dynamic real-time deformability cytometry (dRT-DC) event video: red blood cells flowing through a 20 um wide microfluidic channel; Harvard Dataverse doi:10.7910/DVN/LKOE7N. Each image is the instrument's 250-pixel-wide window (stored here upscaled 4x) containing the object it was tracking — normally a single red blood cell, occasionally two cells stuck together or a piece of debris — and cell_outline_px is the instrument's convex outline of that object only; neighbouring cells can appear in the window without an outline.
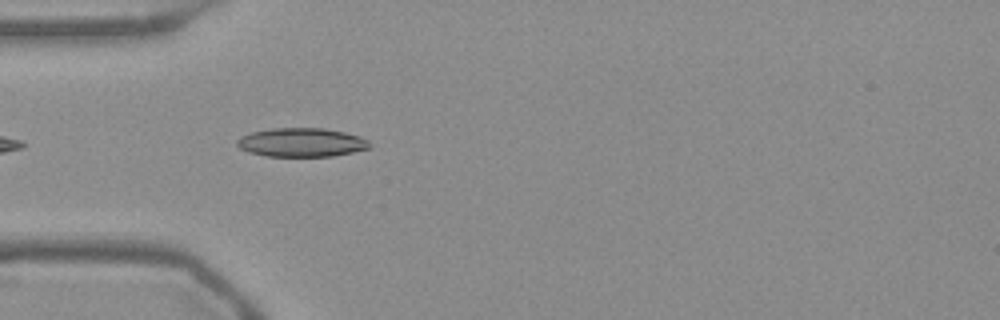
{"species": "Egyptian fruit bat (a non-hibernating species)", "species_latin": "Rousettus aegyptiacus", "temperature_condition": "warm", "stored_images_in_passage": 36, "camera_frame_rate_fps": 3000, "um_per_image_px": 0.085, "frame": {"image": 1, "passage_image": 3, "time_ms": 0.667, "image_size_px": [1000, 320], "cell_outline_px": [[372, 148], [332, 156], [264, 156], [248, 152], [240, 148], [236, 144], [236, 140], [240, 136], [252, 132], [272, 128], [324, 128], [344, 132], [360, 136], [368, 140]], "centroid_in_image_um": [25.62, 12.1], "position_along_channel_um": 59.4, "area_um2": 22.37}}
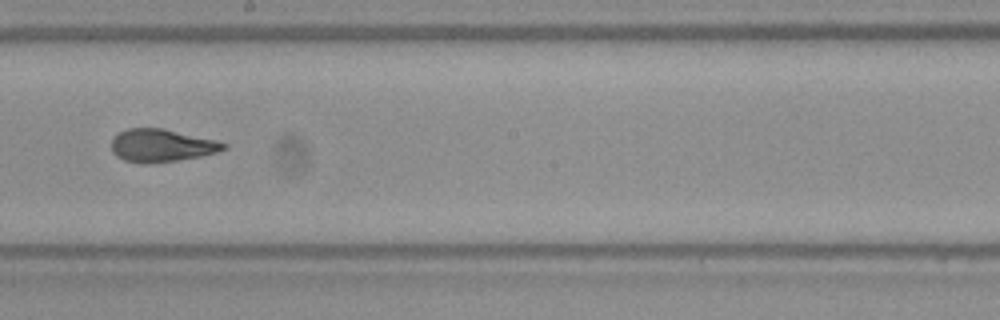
{"frame": {"image": 2, "passage_image": 17, "time_ms": 5.333, "image_size_px": [1000, 320], "cell_outline_px": [[228, 148], [216, 152], [200, 156], [176, 160], [124, 160], [116, 156], [112, 152], [112, 136], [128, 128], [164, 128], [216, 140], [228, 144]], "centroid_in_image_um": [13.76, 12.31], "position_along_channel_um": 234.4, "area_um2": 20.69}}
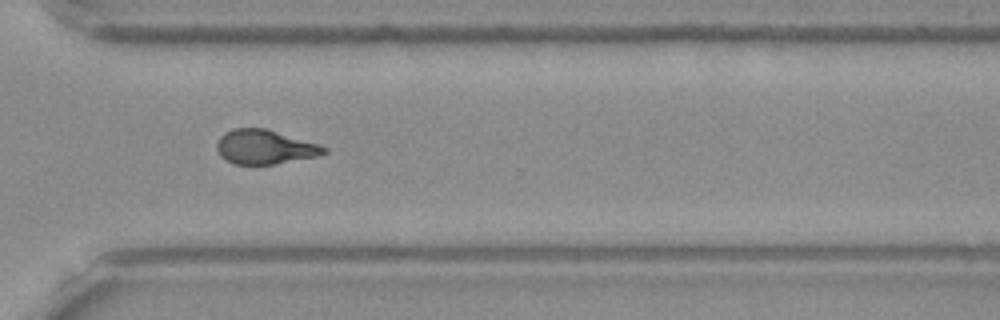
{"frame": {"image": 3, "passage_image": 26, "time_ms": 8.333, "image_size_px": [1000, 320], "cell_outline_px": [[328, 152], [320, 156], [276, 164], [236, 164], [220, 156], [216, 148], [216, 144], [220, 136], [224, 132], [232, 128], [264, 128], [320, 144], [328, 148]], "centroid_in_image_um": [22.53, 12.49], "position_along_channel_um": 348.1, "area_um2": 21.56}, "authors_computed_cell_mechanics": {"area_um2": 21.7906, "velocity_mm_per_s": 3.7854, "shape_relaxation_time_tau1_ms": 6.2205, "shape_relaxation_time_tau2_ms": 0.9887, "deformation_change_tau1": 0.1583, "deformation_change_tau2": 0.0774}}